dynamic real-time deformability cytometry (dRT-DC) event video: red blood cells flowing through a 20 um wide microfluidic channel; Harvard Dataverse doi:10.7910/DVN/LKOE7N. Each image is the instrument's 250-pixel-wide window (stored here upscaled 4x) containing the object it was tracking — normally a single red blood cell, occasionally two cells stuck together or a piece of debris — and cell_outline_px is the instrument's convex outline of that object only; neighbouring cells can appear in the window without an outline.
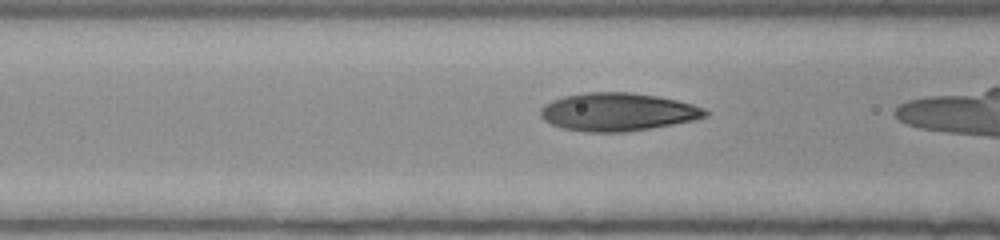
{"species": "human", "species_latin": "Homo sapiens", "temperature_condition": "room temperature", "stored_images_in_passage": 35, "camera_frame_rate_fps": 3000, "um_per_image_px": 0.085, "donor": {"sex": "female"}, "frame": {"image": 1, "passage_image": 15, "time_ms": 4.667, "image_size_px": [1000, 240], "cell_outline_px": [[708, 116], [692, 120], [672, 124], [624, 132], [584, 132], [564, 128], [552, 124], [544, 120], [540, 116], [540, 108], [544, 104], [552, 100], [564, 96], [584, 92], [632, 92], [656, 96], [676, 100], [692, 104], [704, 108], [708, 112]], "centroid_in_image_um": [52.46, 9.5], "position_along_channel_um": 114.1, "area_um2": 36.41}}
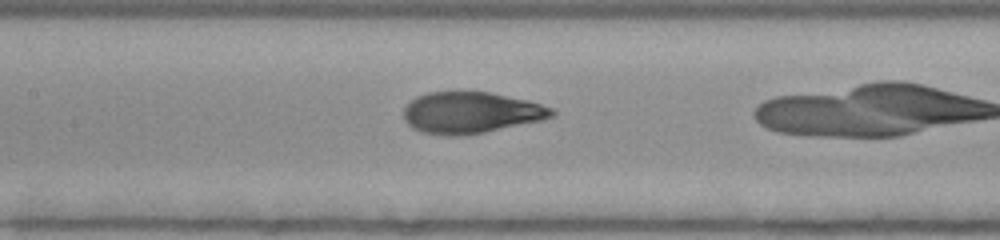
{"frame": {"image": 2, "passage_image": 19, "time_ms": 6.0, "image_size_px": [1000, 240], "cell_outline_px": [[556, 116], [544, 120], [484, 132], [460, 136], [444, 136], [420, 132], [412, 128], [404, 120], [404, 108], [416, 96], [428, 92], [492, 92], [528, 100], [552, 108], [556, 112]], "centroid_in_image_um": [40.04, 9.58], "position_along_channel_um": 167.4, "area_um2": 36.01}}
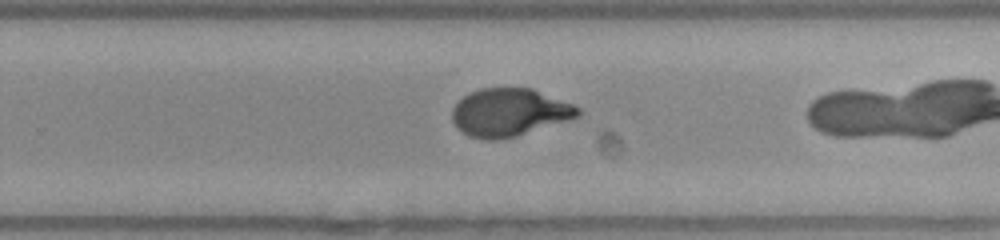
{"frame": {"image": 3, "passage_image": 28, "time_ms": 9.0, "image_size_px": [1000, 240], "cell_outline_px": [[584, 112], [580, 116], [568, 120], [516, 136], [496, 140], [484, 140], [468, 136], [456, 128], [452, 120], [452, 108], [464, 96], [480, 88], [532, 88], [572, 104], [580, 108]], "centroid_in_image_um": [43.29, 9.56], "position_along_channel_um": 286.5, "area_um2": 35.08}}